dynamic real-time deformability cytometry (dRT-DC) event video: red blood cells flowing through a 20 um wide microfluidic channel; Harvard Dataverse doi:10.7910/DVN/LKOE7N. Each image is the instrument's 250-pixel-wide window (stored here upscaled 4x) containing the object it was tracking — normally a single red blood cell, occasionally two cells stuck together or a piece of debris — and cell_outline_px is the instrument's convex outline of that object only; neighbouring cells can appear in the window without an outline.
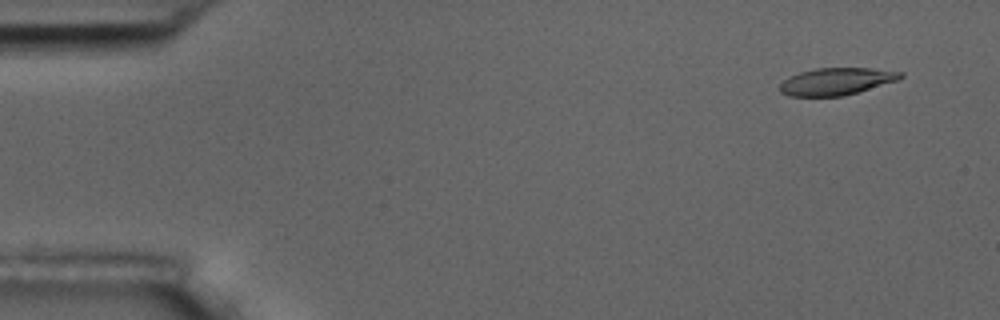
{"species": "common noctule bat (a hibernating species)", "species_latin": "Nyctalus noctula", "temperature_condition": "room temperature", "stored_images_in_passage": 14, "camera_frame_rate_fps": 3000, "um_per_image_px": 0.085, "animal": {"sex": "male", "body_mass_g": 17.5, "forearm_length_mm": 52.3}, "frame": {"image": 1, "passage_image": 1, "time_ms": 0.0, "image_size_px": [1000, 320], "cell_outline_px": [[904, 76], [900, 80], [844, 96], [788, 96], [780, 92], [780, 84], [784, 80], [800, 72], [816, 68], [872, 68], [904, 72]], "centroid_in_image_um": [71.15, 6.92], "position_along_channel_um": 13.9, "area_um2": 19.19}}
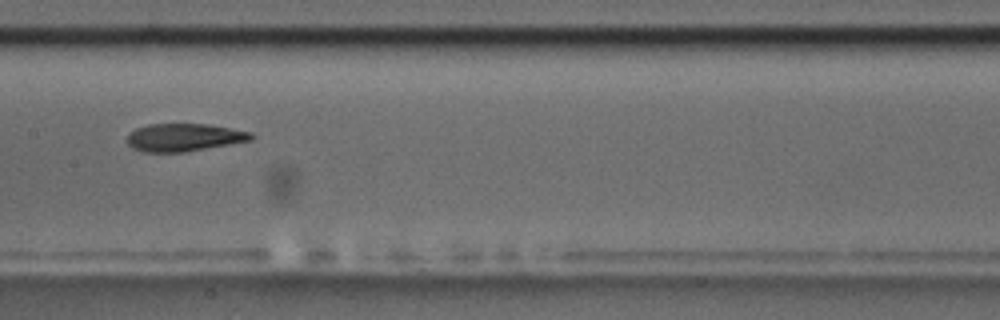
{"frame": {"image": 2, "passage_image": 7, "time_ms": 8.0, "image_size_px": [1000, 320], "cell_outline_px": [[256, 136], [252, 140], [184, 152], [144, 152], [132, 148], [128, 144], [128, 132], [136, 128], [148, 124], [208, 124], [252, 132]], "centroid_in_image_um": [15.64, 11.67], "position_along_channel_um": 191.8, "area_um2": 20.11}}
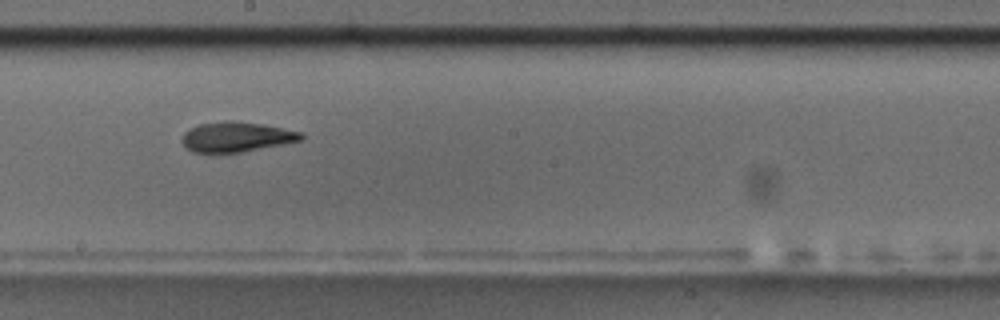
{"frame": {"image": 3, "passage_image": 8, "time_ms": 9.0, "image_size_px": [1000, 320], "cell_outline_px": [[304, 136], [300, 140], [240, 152], [192, 152], [184, 144], [184, 132], [200, 124], [228, 120], [232, 120], [260, 124], [300, 132]], "centroid_in_image_um": [20.07, 11.62], "position_along_channel_um": 228.1, "area_um2": 20.06}, "authors_computed_cell_mechanics": {"area_um2": 20.0855, "velocity_mm_per_s": 3.651, "shape_relaxation_time_tau1_ms": 9.1527, "shape_relaxation_time_tau2_ms": 2.2556, "deformation_change_tau1": 0.1816, "deformation_change_tau2": 0.1036}}